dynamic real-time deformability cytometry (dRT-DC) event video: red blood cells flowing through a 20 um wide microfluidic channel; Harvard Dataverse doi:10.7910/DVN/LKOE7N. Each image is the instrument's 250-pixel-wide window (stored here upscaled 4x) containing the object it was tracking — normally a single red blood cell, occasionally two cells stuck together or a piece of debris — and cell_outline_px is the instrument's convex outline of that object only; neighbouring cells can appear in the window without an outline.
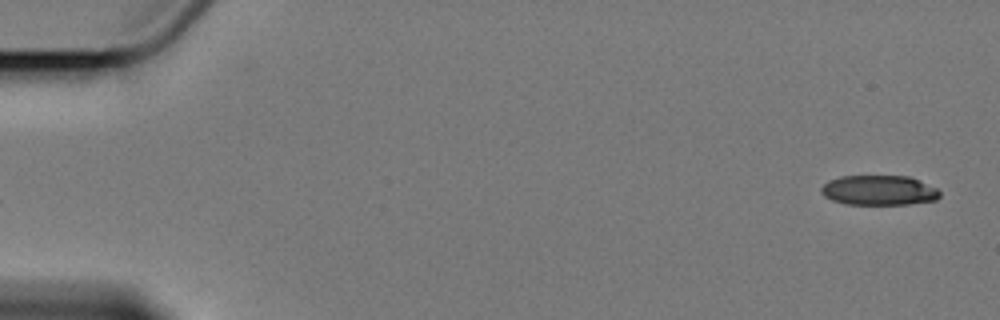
{"species": "Egyptian fruit bat (a non-hibernating species)", "species_latin": "Rousettus aegyptiacus", "temperature_condition": "cold", "stored_images_in_passage": 4, "camera_frame_rate_fps": 3000, "um_per_image_px": 0.085, "animal": {"sex": "female"}, "frame": {"image": 1, "passage_image": 1, "time_ms": 0.0, "image_size_px": [1000, 320], "cell_outline_px": [[940, 196], [936, 200], [908, 204], [844, 204], [832, 200], [824, 196], [820, 192], [820, 188], [828, 180], [840, 176], [908, 176], [936, 188], [940, 192]], "centroid_in_image_um": [74.67, 16.17], "position_along_channel_um": 10.3, "area_um2": 20.63}}